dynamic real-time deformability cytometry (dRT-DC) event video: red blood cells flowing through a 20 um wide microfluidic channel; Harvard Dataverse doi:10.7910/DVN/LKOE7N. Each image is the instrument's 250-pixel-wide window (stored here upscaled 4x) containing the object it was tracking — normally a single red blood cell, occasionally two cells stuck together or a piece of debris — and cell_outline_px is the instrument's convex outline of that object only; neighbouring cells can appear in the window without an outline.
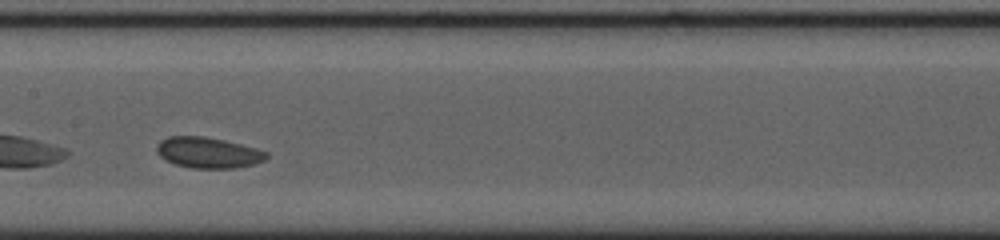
{"species": "common noctule bat (a hibernating species)", "species_latin": "Nyctalus noctula", "temperature_condition": "cold", "stored_images_in_passage": 30, "camera_frame_rate_fps": 3000, "um_per_image_px": 0.085, "animal": {"sex": "female", "body_mass_g": 23.0, "forearm_length_mm": 53.4}, "frame": {"image": 1, "passage_image": 13, "time_ms": 4.0, "image_size_px": [1000, 240], "cell_outline_px": [[268, 156], [264, 160], [252, 164], [236, 168], [192, 168], [176, 164], [164, 160], [156, 152], [156, 148], [160, 140], [168, 136], [204, 136], [224, 140], [256, 148], [268, 152]], "centroid_in_image_um": [17.66, 12.97], "position_along_channel_um": 189.7, "area_um2": 19.71}, "authors_computed_cell_mechanics": {"area_um2": 19.3341, "velocity_mm_per_s": 3.5715, "shape_relaxation_time_tau1_ms": 1.5965, "shape_relaxation_time_tau2_ms": 1.4599, "deformation_change_tau1": 0.0422, "deformation_change_tau2": 0.0384}}